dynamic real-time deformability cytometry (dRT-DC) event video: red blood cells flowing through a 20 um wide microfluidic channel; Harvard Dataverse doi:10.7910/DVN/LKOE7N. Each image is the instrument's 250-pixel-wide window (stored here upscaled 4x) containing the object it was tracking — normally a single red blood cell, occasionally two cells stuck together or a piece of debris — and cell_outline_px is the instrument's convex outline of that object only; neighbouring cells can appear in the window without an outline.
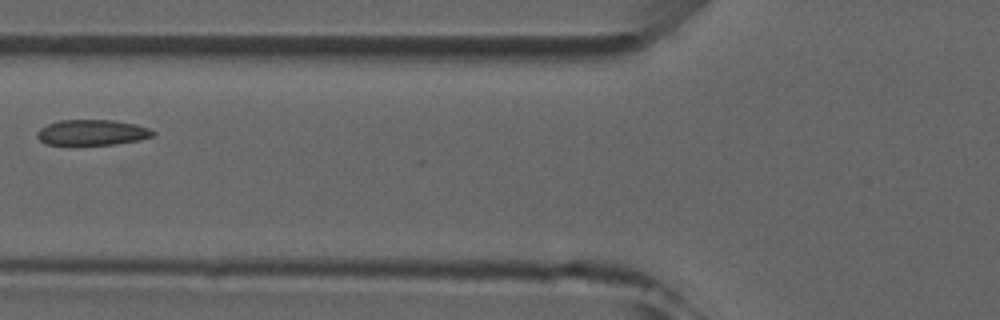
{"species": "common noctule bat (a hibernating species)", "species_latin": "Nyctalus noctula", "temperature_condition": "room temperature", "stored_images_in_passage": 4, "camera_frame_rate_fps": 3000, "um_per_image_px": 0.085, "animal": {"sex": "male", "forearm_length_mm": 52.5}, "frame": {"image": 1, "passage_image": 4, "time_ms": 4.333, "image_size_px": [1000, 320], "cell_outline_px": [[156, 136], [140, 140], [116, 144], [44, 144], [36, 136], [36, 132], [40, 128], [48, 124], [60, 120], [112, 120], [136, 124], [148, 128], [156, 132]], "centroid_in_image_um": [7.86, 11.26], "position_along_channel_um": 117.9, "area_um2": 17.28}}